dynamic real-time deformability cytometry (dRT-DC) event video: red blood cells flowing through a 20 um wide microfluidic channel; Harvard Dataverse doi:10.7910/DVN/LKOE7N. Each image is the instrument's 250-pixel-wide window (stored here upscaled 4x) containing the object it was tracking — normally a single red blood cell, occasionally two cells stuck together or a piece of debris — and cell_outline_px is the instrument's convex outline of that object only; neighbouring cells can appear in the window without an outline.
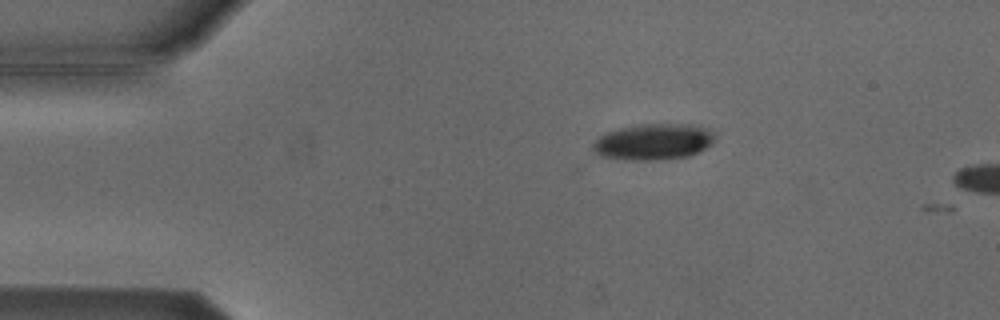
{"species": "Egyptian fruit bat (a non-hibernating species)", "species_latin": "Rousettus aegyptiacus", "temperature_condition": "cold", "stored_images_in_passage": 2, "camera_frame_rate_fps": 3000, "um_per_image_px": 0.085, "animal": {"sex": "male"}, "frame": {"image": 1, "passage_image": 1, "time_ms": 0.0, "image_size_px": [1000, 320], "cell_outline_px": [[716, 136], [712, 144], [688, 156], [656, 160], [632, 160], [600, 156], [592, 148], [592, 144], [600, 136], [608, 132], [620, 128], [640, 124], [700, 124], [716, 132]], "centroid_in_image_um": [55.6, 12.03], "position_along_channel_um": 29.4, "area_um2": 25.78}}